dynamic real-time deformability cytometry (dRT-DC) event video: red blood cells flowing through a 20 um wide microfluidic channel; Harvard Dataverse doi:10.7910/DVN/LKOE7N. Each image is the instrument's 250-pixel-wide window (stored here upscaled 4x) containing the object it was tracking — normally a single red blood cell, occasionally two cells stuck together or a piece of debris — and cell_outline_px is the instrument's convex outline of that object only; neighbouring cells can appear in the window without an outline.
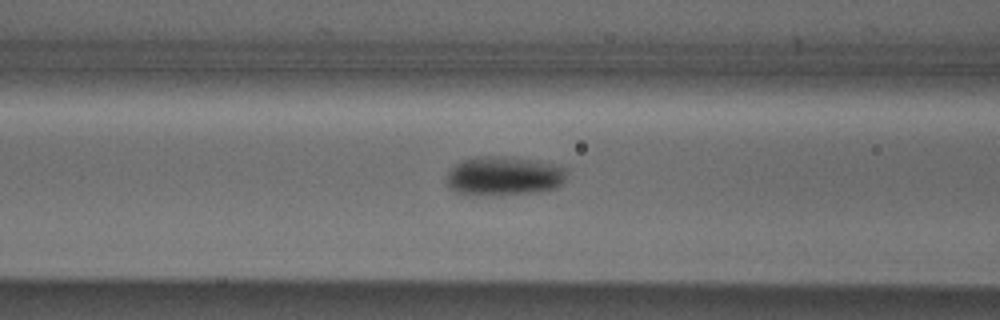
{"species": "Egyptian fruit bat (a non-hibernating species)", "species_latin": "Rousettus aegyptiacus", "temperature_condition": "cold", "stored_images_in_passage": 30, "camera_frame_rate_fps": 3000, "um_per_image_px": 0.085, "animal": {"sex": "male"}, "frame": {"image": 1, "passage_image": 5, "time_ms": 1.333, "image_size_px": [1000, 320], "cell_outline_px": [[568, 172], [564, 180], [556, 188], [536, 192], [476, 196], [456, 192], [448, 184], [448, 172], [456, 164], [464, 160], [476, 156], [496, 156], [532, 160], [556, 164], [568, 168]], "centroid_in_image_um": [42.87, 14.96], "position_along_channel_um": 123.7, "area_um2": 27.28}}
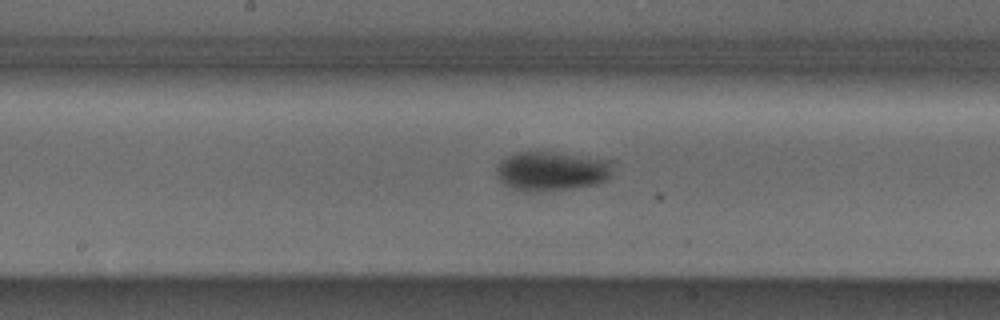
{"frame": {"image": 2, "passage_image": 11, "time_ms": 3.333, "image_size_px": [1000, 320], "cell_outline_px": [[616, 160], [608, 176], [604, 180], [596, 184], [572, 188], [524, 192], [512, 188], [504, 184], [500, 180], [496, 168], [500, 160], [516, 152], [552, 152]], "centroid_in_image_um": [46.9, 14.53], "position_along_channel_um": 201.3, "area_um2": 26.59}}
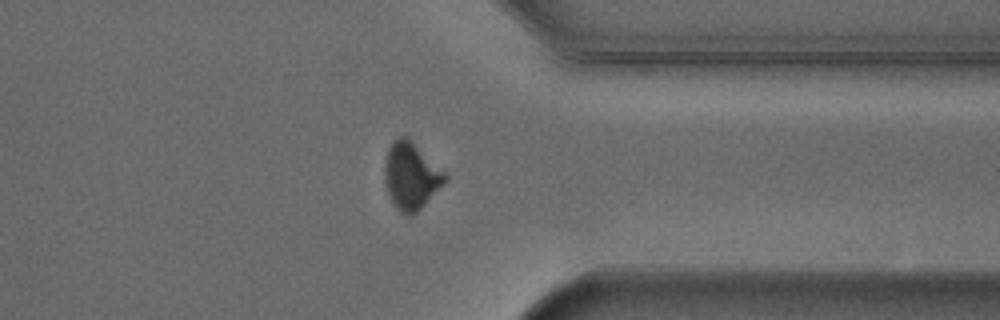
{"frame": {"image": 3, "passage_image": 25, "time_ms": 8.0, "image_size_px": [1000, 320], "cell_outline_px": [[448, 180], [412, 216], [404, 216], [396, 208], [388, 192], [384, 172], [388, 152], [392, 144], [400, 136], [408, 136], [448, 176]], "centroid_in_image_um": [34.96, 14.97], "position_along_channel_um": 376.4, "area_um2": 23.06}}